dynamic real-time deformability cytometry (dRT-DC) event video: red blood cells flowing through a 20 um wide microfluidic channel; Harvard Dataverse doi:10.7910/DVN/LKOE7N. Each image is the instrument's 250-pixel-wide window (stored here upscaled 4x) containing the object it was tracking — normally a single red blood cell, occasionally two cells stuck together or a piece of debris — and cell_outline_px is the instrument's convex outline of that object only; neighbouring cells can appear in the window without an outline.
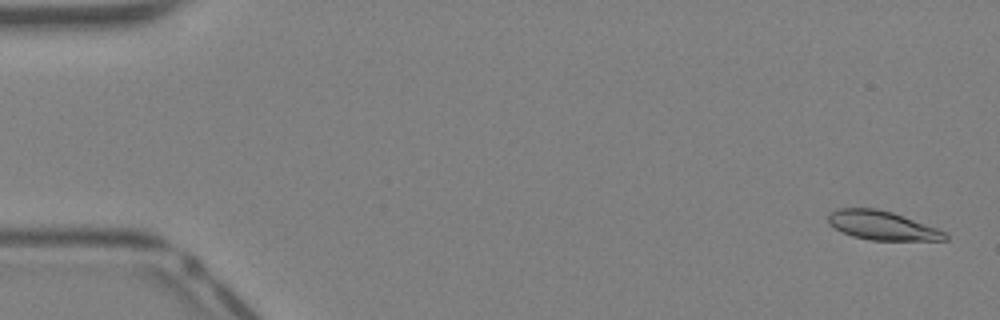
{"species": "Egyptian fruit bat (a non-hibernating species)", "species_latin": "Rousettus aegyptiacus", "temperature_condition": "warm", "stored_images_in_passage": 40, "camera_frame_rate_fps": 3000, "um_per_image_px": 0.085, "animal": {"sex": "female"}, "frame": {"image": 1, "passage_image": 1, "time_ms": 0.0, "image_size_px": [1000, 320], "cell_outline_px": [[948, 240], [872, 240], [852, 236], [828, 224], [828, 212], [836, 208], [876, 208], [892, 212], [936, 228], [944, 232], [948, 236]], "centroid_in_image_um": [74.94, 19.15], "position_along_channel_um": 10.1, "area_um2": 19.54}}
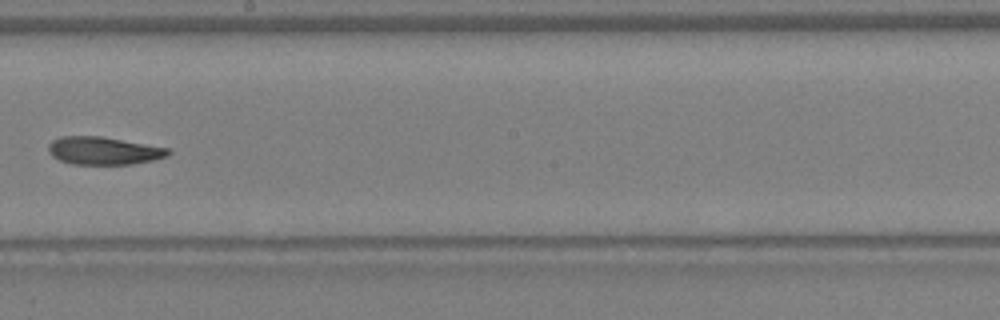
{"frame": {"image": 2, "passage_image": 23, "time_ms": 7.333, "image_size_px": [1000, 320], "cell_outline_px": [[172, 152], [168, 156], [152, 160], [132, 164], [72, 164], [60, 160], [52, 156], [48, 148], [48, 144], [52, 140], [60, 136], [100, 136], [168, 148]], "centroid_in_image_um": [8.79, 12.81], "position_along_channel_um": 239.4, "area_um2": 19.31}}
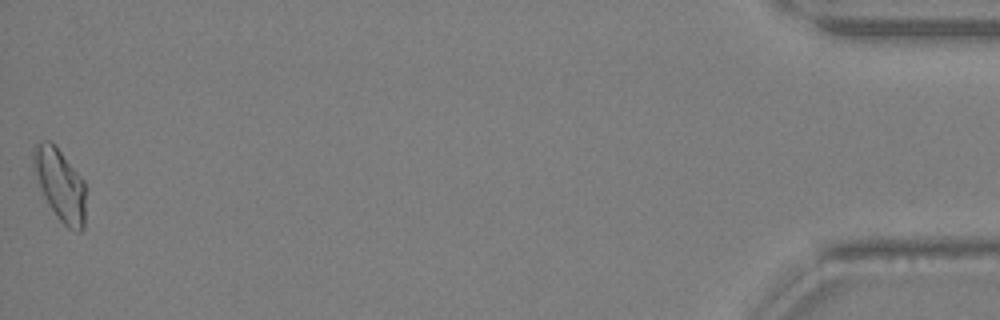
{"frame": {"image": 3, "passage_image": 40, "time_ms": 13.0, "image_size_px": [1000, 320], "cell_outline_px": [[84, 228], [80, 232], [76, 232], [68, 228], [56, 216], [44, 196], [40, 188], [32, 168], [32, 148], [40, 140], [48, 140], [56, 144], [84, 180]], "centroid_in_image_um": [5.08, 15.64], "position_along_channel_um": 430.1, "area_um2": 22.2}}